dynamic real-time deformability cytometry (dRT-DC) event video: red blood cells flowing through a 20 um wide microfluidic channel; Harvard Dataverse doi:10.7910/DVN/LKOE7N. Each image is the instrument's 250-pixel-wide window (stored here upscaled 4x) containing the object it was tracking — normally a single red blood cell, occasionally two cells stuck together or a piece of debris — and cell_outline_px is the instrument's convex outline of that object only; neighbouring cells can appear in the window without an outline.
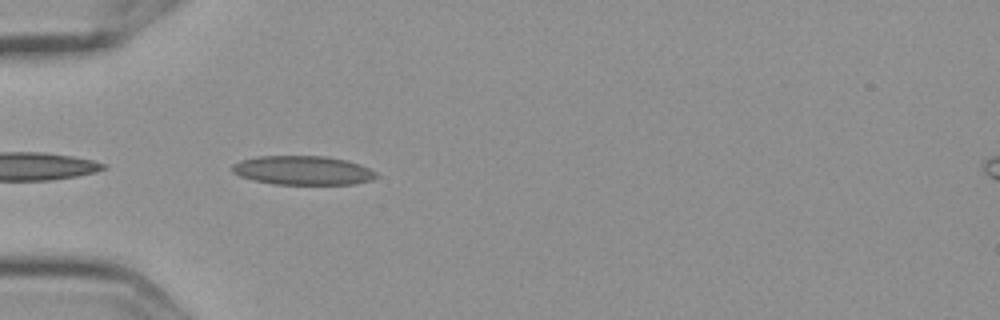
{"species": "Egyptian fruit bat (a non-hibernating species)", "species_latin": "Rousettus aegyptiacus", "temperature_condition": "cold", "stored_images_in_passage": 6, "camera_frame_rate_fps": 3000, "um_per_image_px": 0.085, "frame": {"image": 1, "passage_image": 6, "time_ms": 1.667, "image_size_px": [1000, 320], "cell_outline_px": [[380, 176], [372, 180], [352, 184], [276, 184], [252, 180], [240, 176], [232, 172], [232, 164], [240, 160], [260, 156], [328, 156], [348, 160], [360, 164], [376, 172]], "centroid_in_image_um": [25.76, 14.48], "position_along_channel_um": 59.2, "area_um2": 24.51}}